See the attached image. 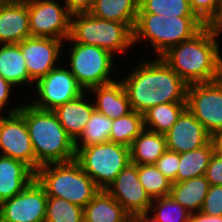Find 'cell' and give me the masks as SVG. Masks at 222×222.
<instances>
[{"label": "cell", "instance_id": "cell-1", "mask_svg": "<svg viewBox=\"0 0 222 222\" xmlns=\"http://www.w3.org/2000/svg\"><path fill=\"white\" fill-rule=\"evenodd\" d=\"M129 75L121 82L135 112L143 114L162 103L186 102L188 84L160 57L140 64Z\"/></svg>", "mask_w": 222, "mask_h": 222}, {"label": "cell", "instance_id": "cell-2", "mask_svg": "<svg viewBox=\"0 0 222 222\" xmlns=\"http://www.w3.org/2000/svg\"><path fill=\"white\" fill-rule=\"evenodd\" d=\"M217 35L212 26H205L193 38L169 48L160 58L188 85L220 79L222 57Z\"/></svg>", "mask_w": 222, "mask_h": 222}, {"label": "cell", "instance_id": "cell-3", "mask_svg": "<svg viewBox=\"0 0 222 222\" xmlns=\"http://www.w3.org/2000/svg\"><path fill=\"white\" fill-rule=\"evenodd\" d=\"M18 113L25 119L36 157V171L44 164L75 159L74 140L66 133L53 111L31 104L21 105Z\"/></svg>", "mask_w": 222, "mask_h": 222}, {"label": "cell", "instance_id": "cell-4", "mask_svg": "<svg viewBox=\"0 0 222 222\" xmlns=\"http://www.w3.org/2000/svg\"><path fill=\"white\" fill-rule=\"evenodd\" d=\"M35 179L48 197L65 199L83 208L100 191L75 159L41 165L35 172Z\"/></svg>", "mask_w": 222, "mask_h": 222}, {"label": "cell", "instance_id": "cell-5", "mask_svg": "<svg viewBox=\"0 0 222 222\" xmlns=\"http://www.w3.org/2000/svg\"><path fill=\"white\" fill-rule=\"evenodd\" d=\"M67 40L101 47L112 55L115 52L124 53L134 44L133 30L126 23L99 19L89 12L71 15L70 35Z\"/></svg>", "mask_w": 222, "mask_h": 222}, {"label": "cell", "instance_id": "cell-6", "mask_svg": "<svg viewBox=\"0 0 222 222\" xmlns=\"http://www.w3.org/2000/svg\"><path fill=\"white\" fill-rule=\"evenodd\" d=\"M75 160L100 190H106L130 163V147L110 141L79 147Z\"/></svg>", "mask_w": 222, "mask_h": 222}, {"label": "cell", "instance_id": "cell-7", "mask_svg": "<svg viewBox=\"0 0 222 222\" xmlns=\"http://www.w3.org/2000/svg\"><path fill=\"white\" fill-rule=\"evenodd\" d=\"M70 52L69 70L84 90L115 81L109 77L114 55L107 50L94 45L74 43Z\"/></svg>", "mask_w": 222, "mask_h": 222}, {"label": "cell", "instance_id": "cell-8", "mask_svg": "<svg viewBox=\"0 0 222 222\" xmlns=\"http://www.w3.org/2000/svg\"><path fill=\"white\" fill-rule=\"evenodd\" d=\"M187 108L213 136L222 131V77L187 87Z\"/></svg>", "mask_w": 222, "mask_h": 222}, {"label": "cell", "instance_id": "cell-9", "mask_svg": "<svg viewBox=\"0 0 222 222\" xmlns=\"http://www.w3.org/2000/svg\"><path fill=\"white\" fill-rule=\"evenodd\" d=\"M31 36L66 39L70 35L71 13L55 0H28Z\"/></svg>", "mask_w": 222, "mask_h": 222}, {"label": "cell", "instance_id": "cell-10", "mask_svg": "<svg viewBox=\"0 0 222 222\" xmlns=\"http://www.w3.org/2000/svg\"><path fill=\"white\" fill-rule=\"evenodd\" d=\"M14 106L8 116H0V155L24 162L36 172V157L25 119Z\"/></svg>", "mask_w": 222, "mask_h": 222}, {"label": "cell", "instance_id": "cell-11", "mask_svg": "<svg viewBox=\"0 0 222 222\" xmlns=\"http://www.w3.org/2000/svg\"><path fill=\"white\" fill-rule=\"evenodd\" d=\"M38 100L30 103L35 108L53 111L80 96L85 90L77 83L69 69L53 68L36 82Z\"/></svg>", "mask_w": 222, "mask_h": 222}, {"label": "cell", "instance_id": "cell-12", "mask_svg": "<svg viewBox=\"0 0 222 222\" xmlns=\"http://www.w3.org/2000/svg\"><path fill=\"white\" fill-rule=\"evenodd\" d=\"M48 196L34 179L23 191L0 203V222H44Z\"/></svg>", "mask_w": 222, "mask_h": 222}, {"label": "cell", "instance_id": "cell-13", "mask_svg": "<svg viewBox=\"0 0 222 222\" xmlns=\"http://www.w3.org/2000/svg\"><path fill=\"white\" fill-rule=\"evenodd\" d=\"M106 191L119 202L129 215L149 213L153 200L139 181L137 165L129 163Z\"/></svg>", "mask_w": 222, "mask_h": 222}, {"label": "cell", "instance_id": "cell-14", "mask_svg": "<svg viewBox=\"0 0 222 222\" xmlns=\"http://www.w3.org/2000/svg\"><path fill=\"white\" fill-rule=\"evenodd\" d=\"M62 44V40L59 39L33 36L18 44L26 60L29 77L34 83L57 67L55 63L59 58Z\"/></svg>", "mask_w": 222, "mask_h": 222}, {"label": "cell", "instance_id": "cell-15", "mask_svg": "<svg viewBox=\"0 0 222 222\" xmlns=\"http://www.w3.org/2000/svg\"><path fill=\"white\" fill-rule=\"evenodd\" d=\"M167 150L183 153L207 145L212 136L186 108L175 124L165 133Z\"/></svg>", "mask_w": 222, "mask_h": 222}, {"label": "cell", "instance_id": "cell-16", "mask_svg": "<svg viewBox=\"0 0 222 222\" xmlns=\"http://www.w3.org/2000/svg\"><path fill=\"white\" fill-rule=\"evenodd\" d=\"M31 37L28 5L25 1L0 3V44H19Z\"/></svg>", "mask_w": 222, "mask_h": 222}, {"label": "cell", "instance_id": "cell-17", "mask_svg": "<svg viewBox=\"0 0 222 222\" xmlns=\"http://www.w3.org/2000/svg\"><path fill=\"white\" fill-rule=\"evenodd\" d=\"M35 179L24 162L0 155V203L23 191Z\"/></svg>", "mask_w": 222, "mask_h": 222}, {"label": "cell", "instance_id": "cell-18", "mask_svg": "<svg viewBox=\"0 0 222 222\" xmlns=\"http://www.w3.org/2000/svg\"><path fill=\"white\" fill-rule=\"evenodd\" d=\"M83 92L77 98L57 107L53 112L66 133L74 140L75 151L79 149V136L83 132L86 123L95 110L94 103L90 104L85 99ZM87 102V103H86Z\"/></svg>", "mask_w": 222, "mask_h": 222}, {"label": "cell", "instance_id": "cell-19", "mask_svg": "<svg viewBox=\"0 0 222 222\" xmlns=\"http://www.w3.org/2000/svg\"><path fill=\"white\" fill-rule=\"evenodd\" d=\"M205 26L197 17L161 15L160 56L169 48L193 38Z\"/></svg>", "mask_w": 222, "mask_h": 222}, {"label": "cell", "instance_id": "cell-20", "mask_svg": "<svg viewBox=\"0 0 222 222\" xmlns=\"http://www.w3.org/2000/svg\"><path fill=\"white\" fill-rule=\"evenodd\" d=\"M96 97L95 110L111 120L123 117L132 111L127 93L121 82L113 81L90 88Z\"/></svg>", "mask_w": 222, "mask_h": 222}, {"label": "cell", "instance_id": "cell-21", "mask_svg": "<svg viewBox=\"0 0 222 222\" xmlns=\"http://www.w3.org/2000/svg\"><path fill=\"white\" fill-rule=\"evenodd\" d=\"M166 150L165 134L144 129L130 146V163L135 165L155 164Z\"/></svg>", "mask_w": 222, "mask_h": 222}, {"label": "cell", "instance_id": "cell-22", "mask_svg": "<svg viewBox=\"0 0 222 222\" xmlns=\"http://www.w3.org/2000/svg\"><path fill=\"white\" fill-rule=\"evenodd\" d=\"M83 211L84 222H124L130 216L106 190H100Z\"/></svg>", "mask_w": 222, "mask_h": 222}, {"label": "cell", "instance_id": "cell-23", "mask_svg": "<svg viewBox=\"0 0 222 222\" xmlns=\"http://www.w3.org/2000/svg\"><path fill=\"white\" fill-rule=\"evenodd\" d=\"M139 0H94L89 13L96 18L126 23L134 29Z\"/></svg>", "mask_w": 222, "mask_h": 222}, {"label": "cell", "instance_id": "cell-24", "mask_svg": "<svg viewBox=\"0 0 222 222\" xmlns=\"http://www.w3.org/2000/svg\"><path fill=\"white\" fill-rule=\"evenodd\" d=\"M210 184L205 176L172 183L170 196L190 213L200 211Z\"/></svg>", "mask_w": 222, "mask_h": 222}, {"label": "cell", "instance_id": "cell-25", "mask_svg": "<svg viewBox=\"0 0 222 222\" xmlns=\"http://www.w3.org/2000/svg\"><path fill=\"white\" fill-rule=\"evenodd\" d=\"M0 73L13 86L34 82L30 77L18 44H1Z\"/></svg>", "mask_w": 222, "mask_h": 222}, {"label": "cell", "instance_id": "cell-26", "mask_svg": "<svg viewBox=\"0 0 222 222\" xmlns=\"http://www.w3.org/2000/svg\"><path fill=\"white\" fill-rule=\"evenodd\" d=\"M186 108L187 102L162 103L152 106L143 113L144 129L165 134Z\"/></svg>", "mask_w": 222, "mask_h": 222}, {"label": "cell", "instance_id": "cell-27", "mask_svg": "<svg viewBox=\"0 0 222 222\" xmlns=\"http://www.w3.org/2000/svg\"><path fill=\"white\" fill-rule=\"evenodd\" d=\"M215 152L213 141L192 151L179 154L177 183L205 175L210 159Z\"/></svg>", "mask_w": 222, "mask_h": 222}, {"label": "cell", "instance_id": "cell-28", "mask_svg": "<svg viewBox=\"0 0 222 222\" xmlns=\"http://www.w3.org/2000/svg\"><path fill=\"white\" fill-rule=\"evenodd\" d=\"M143 130V114L132 110L127 115L112 120L110 142L130 147Z\"/></svg>", "mask_w": 222, "mask_h": 222}, {"label": "cell", "instance_id": "cell-29", "mask_svg": "<svg viewBox=\"0 0 222 222\" xmlns=\"http://www.w3.org/2000/svg\"><path fill=\"white\" fill-rule=\"evenodd\" d=\"M138 178L149 197L154 200L170 195V182L155 164L137 165Z\"/></svg>", "mask_w": 222, "mask_h": 222}, {"label": "cell", "instance_id": "cell-30", "mask_svg": "<svg viewBox=\"0 0 222 222\" xmlns=\"http://www.w3.org/2000/svg\"><path fill=\"white\" fill-rule=\"evenodd\" d=\"M138 13L170 17H196L188 0H139Z\"/></svg>", "mask_w": 222, "mask_h": 222}, {"label": "cell", "instance_id": "cell-31", "mask_svg": "<svg viewBox=\"0 0 222 222\" xmlns=\"http://www.w3.org/2000/svg\"><path fill=\"white\" fill-rule=\"evenodd\" d=\"M44 222H84L83 207L65 199L48 197Z\"/></svg>", "mask_w": 222, "mask_h": 222}, {"label": "cell", "instance_id": "cell-32", "mask_svg": "<svg viewBox=\"0 0 222 222\" xmlns=\"http://www.w3.org/2000/svg\"><path fill=\"white\" fill-rule=\"evenodd\" d=\"M111 128L112 120L94 110L79 136L82 141L81 147L109 142Z\"/></svg>", "mask_w": 222, "mask_h": 222}, {"label": "cell", "instance_id": "cell-33", "mask_svg": "<svg viewBox=\"0 0 222 222\" xmlns=\"http://www.w3.org/2000/svg\"><path fill=\"white\" fill-rule=\"evenodd\" d=\"M160 29L161 15L151 13H138L136 23L133 29V43L140 40L149 39L154 47L155 53L160 57Z\"/></svg>", "mask_w": 222, "mask_h": 222}, {"label": "cell", "instance_id": "cell-34", "mask_svg": "<svg viewBox=\"0 0 222 222\" xmlns=\"http://www.w3.org/2000/svg\"><path fill=\"white\" fill-rule=\"evenodd\" d=\"M153 201L156 202L155 208L152 203L149 212L154 211L153 217L159 222H189L190 212L170 195Z\"/></svg>", "mask_w": 222, "mask_h": 222}, {"label": "cell", "instance_id": "cell-35", "mask_svg": "<svg viewBox=\"0 0 222 222\" xmlns=\"http://www.w3.org/2000/svg\"><path fill=\"white\" fill-rule=\"evenodd\" d=\"M195 16L206 26H212L218 19L222 0H188Z\"/></svg>", "mask_w": 222, "mask_h": 222}, {"label": "cell", "instance_id": "cell-36", "mask_svg": "<svg viewBox=\"0 0 222 222\" xmlns=\"http://www.w3.org/2000/svg\"><path fill=\"white\" fill-rule=\"evenodd\" d=\"M157 169L172 183H177L179 153L166 150L155 163Z\"/></svg>", "mask_w": 222, "mask_h": 222}, {"label": "cell", "instance_id": "cell-37", "mask_svg": "<svg viewBox=\"0 0 222 222\" xmlns=\"http://www.w3.org/2000/svg\"><path fill=\"white\" fill-rule=\"evenodd\" d=\"M200 211L207 215H222V185H210Z\"/></svg>", "mask_w": 222, "mask_h": 222}, {"label": "cell", "instance_id": "cell-38", "mask_svg": "<svg viewBox=\"0 0 222 222\" xmlns=\"http://www.w3.org/2000/svg\"><path fill=\"white\" fill-rule=\"evenodd\" d=\"M204 176L210 185H222V157L217 153L212 155Z\"/></svg>", "mask_w": 222, "mask_h": 222}, {"label": "cell", "instance_id": "cell-39", "mask_svg": "<svg viewBox=\"0 0 222 222\" xmlns=\"http://www.w3.org/2000/svg\"><path fill=\"white\" fill-rule=\"evenodd\" d=\"M65 6L71 14L87 13L91 10L94 0H65Z\"/></svg>", "mask_w": 222, "mask_h": 222}, {"label": "cell", "instance_id": "cell-40", "mask_svg": "<svg viewBox=\"0 0 222 222\" xmlns=\"http://www.w3.org/2000/svg\"><path fill=\"white\" fill-rule=\"evenodd\" d=\"M13 85L9 83L0 73V113L5 109V105L9 99L10 89Z\"/></svg>", "mask_w": 222, "mask_h": 222}, {"label": "cell", "instance_id": "cell-41", "mask_svg": "<svg viewBox=\"0 0 222 222\" xmlns=\"http://www.w3.org/2000/svg\"><path fill=\"white\" fill-rule=\"evenodd\" d=\"M189 222H222V215H207L201 211L190 213Z\"/></svg>", "mask_w": 222, "mask_h": 222}, {"label": "cell", "instance_id": "cell-42", "mask_svg": "<svg viewBox=\"0 0 222 222\" xmlns=\"http://www.w3.org/2000/svg\"><path fill=\"white\" fill-rule=\"evenodd\" d=\"M212 141L215 148V153L222 157V131L216 132L212 136Z\"/></svg>", "mask_w": 222, "mask_h": 222}, {"label": "cell", "instance_id": "cell-43", "mask_svg": "<svg viewBox=\"0 0 222 222\" xmlns=\"http://www.w3.org/2000/svg\"><path fill=\"white\" fill-rule=\"evenodd\" d=\"M148 215V212L147 213H141V214H138V215H135L141 222H159L158 220H156L153 216L152 218H150Z\"/></svg>", "mask_w": 222, "mask_h": 222}, {"label": "cell", "instance_id": "cell-44", "mask_svg": "<svg viewBox=\"0 0 222 222\" xmlns=\"http://www.w3.org/2000/svg\"><path fill=\"white\" fill-rule=\"evenodd\" d=\"M212 27L218 34L221 33V31H222V8H221V12H220L218 19L214 22Z\"/></svg>", "mask_w": 222, "mask_h": 222}, {"label": "cell", "instance_id": "cell-45", "mask_svg": "<svg viewBox=\"0 0 222 222\" xmlns=\"http://www.w3.org/2000/svg\"><path fill=\"white\" fill-rule=\"evenodd\" d=\"M124 222H141L135 215H130Z\"/></svg>", "mask_w": 222, "mask_h": 222}, {"label": "cell", "instance_id": "cell-46", "mask_svg": "<svg viewBox=\"0 0 222 222\" xmlns=\"http://www.w3.org/2000/svg\"><path fill=\"white\" fill-rule=\"evenodd\" d=\"M12 1H28V0H12Z\"/></svg>", "mask_w": 222, "mask_h": 222}]
</instances>
